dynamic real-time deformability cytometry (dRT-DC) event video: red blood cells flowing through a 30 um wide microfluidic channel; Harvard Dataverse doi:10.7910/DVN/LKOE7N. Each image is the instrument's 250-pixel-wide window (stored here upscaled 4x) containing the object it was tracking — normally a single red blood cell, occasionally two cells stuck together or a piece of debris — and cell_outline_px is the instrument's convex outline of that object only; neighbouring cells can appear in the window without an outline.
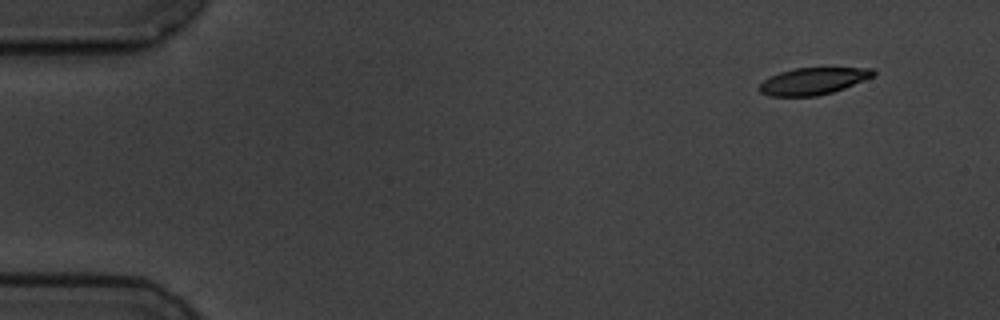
{"species": "common noctule bat (a hibernating species)", "species_latin": "Nyctalus noctula", "temperature_condition": "cold", "stored_images_in_passage": 9, "camera_frame_rate_fps": 3000, "um_per_image_px": 0.085, "animal": {"sex": "male", "body_mass_g": 19.5, "forearm_length_mm": 54.6}, "frame": {"image": 1, "passage_image": 1, "time_ms": 0.0, "image_size_px": [1000, 320], "cell_outline_px": [[876, 72], [872, 76], [864, 80], [844, 88], [832, 92], [816, 96], [768, 96], [760, 92], [756, 88], [764, 80], [780, 72], [792, 68], [872, 68]], "centroid_in_image_um": [69.07, 6.9], "position_along_channel_um": 15.9, "area_um2": 17.74}}
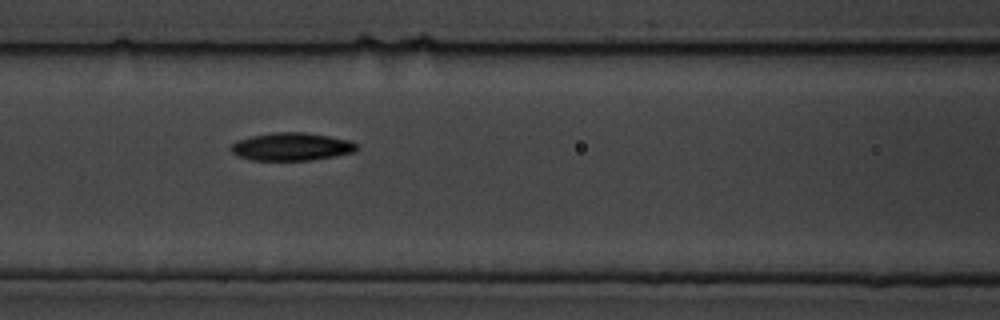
{"frame": {"image": 2, "passage_image": 6, "time_ms": 6.667, "image_size_px": [1000, 320], "cell_outline_px": [[360, 148], [356, 152], [336, 156], [312, 160], [252, 160], [240, 156], [232, 152], [228, 148], [236, 140], [252, 136], [272, 132], [304, 132], [328, 136], [348, 140], [356, 144]], "centroid_in_image_um": [24.79, 12.47], "position_along_channel_um": 141.8, "area_um2": 20.52}}
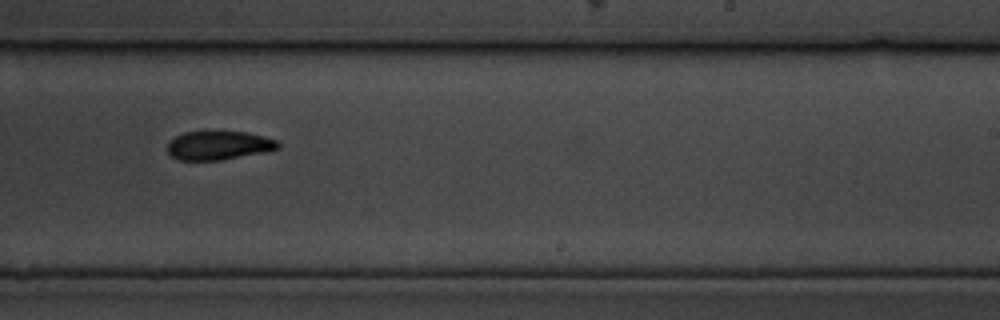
{"frame": {"image": 3, "passage_image": 9, "time_ms": 10.333, "image_size_px": [1000, 320], "cell_outline_px": [[280, 148], [264, 152], [224, 160], [176, 160], [168, 152], [168, 140], [184, 132], [204, 128], [208, 128], [248, 132], [264, 136], [276, 140], [280, 144]], "centroid_in_image_um": [18.56, 12.3], "position_along_channel_um": 270.4, "area_um2": 19.59}}